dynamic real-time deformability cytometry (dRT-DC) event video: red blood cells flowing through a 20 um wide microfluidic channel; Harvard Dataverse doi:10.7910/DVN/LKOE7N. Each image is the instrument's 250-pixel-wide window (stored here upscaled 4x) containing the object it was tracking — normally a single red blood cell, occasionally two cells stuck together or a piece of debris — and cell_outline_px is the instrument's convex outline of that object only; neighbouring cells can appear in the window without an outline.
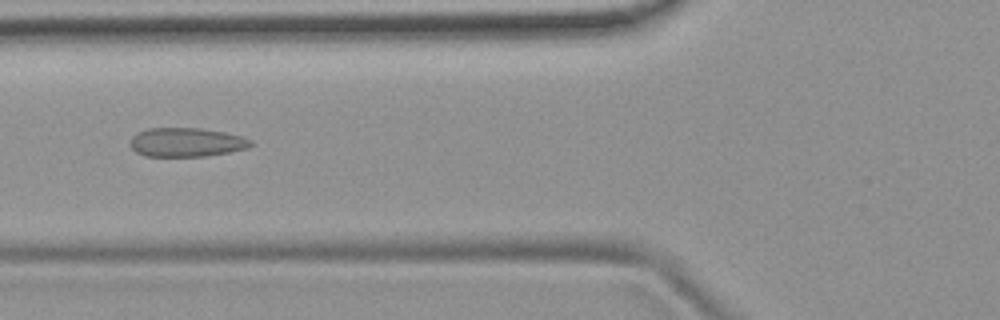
{"species": "common noctule bat (a hibernating species)", "species_latin": "Nyctalus noctula", "temperature_condition": "room temperature", "stored_images_in_passage": 6, "camera_frame_rate_fps": 3000, "um_per_image_px": 0.085, "animal": {"sex": "female", "body_mass_g": 19.9}, "frame": {"image": 1, "passage_image": 6, "time_ms": 5.667, "image_size_px": [1000, 320], "cell_outline_px": [[252, 144], [248, 148], [228, 152], [204, 156], [144, 156], [136, 152], [128, 144], [132, 136], [148, 128], [200, 128], [224, 132], [244, 136], [252, 140]], "centroid_in_image_um": [15.84, 12.09], "position_along_channel_um": 110.0, "area_um2": 20.4}}